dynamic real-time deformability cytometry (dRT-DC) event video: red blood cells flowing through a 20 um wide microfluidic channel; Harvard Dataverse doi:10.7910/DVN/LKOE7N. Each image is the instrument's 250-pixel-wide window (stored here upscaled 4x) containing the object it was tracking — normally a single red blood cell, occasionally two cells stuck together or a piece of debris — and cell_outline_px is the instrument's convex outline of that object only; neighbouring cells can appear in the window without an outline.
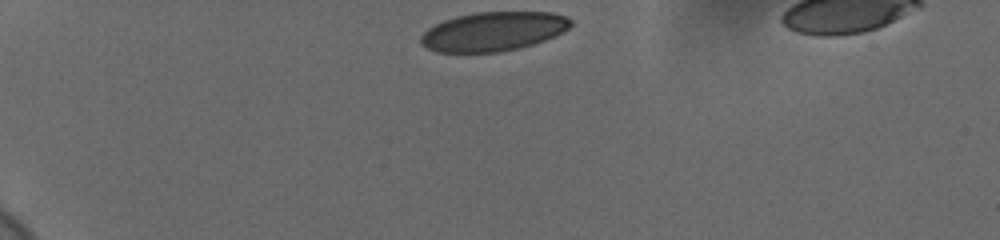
{"species": "human", "species_latin": "Homo sapiens", "temperature_condition": "cold", "stored_images_in_passage": 37, "camera_frame_rate_fps": 3000, "um_per_image_px": 0.085, "donor": {"sex": "female"}, "frame": {"image": 1, "passage_image": 1, "time_ms": 0.0, "image_size_px": [1000, 240], "cell_outline_px": [[572, 24], [568, 28], [544, 40], [520, 48], [500, 52], [436, 52], [420, 44], [420, 36], [428, 28], [444, 20], [456, 16], [476, 12], [552, 12], [564, 16], [572, 20]], "centroid_in_image_um": [41.89, 2.67], "position_along_channel_um": 43.1, "area_um2": 34.04}}
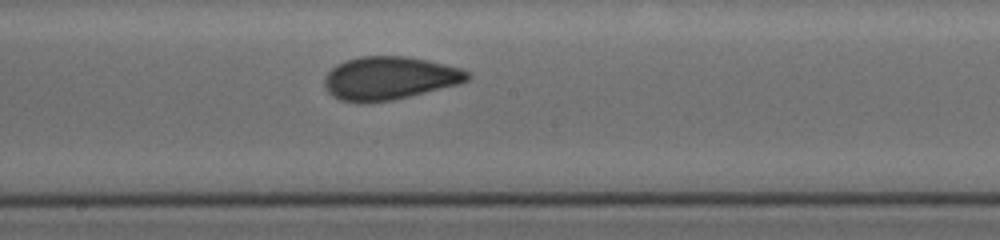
{"frame": {"image": 2, "passage_image": 20, "time_ms": 6.333, "image_size_px": [1000, 240], "cell_outline_px": [[472, 76], [468, 80], [460, 84], [392, 100], [356, 104], [340, 100], [328, 92], [324, 84], [324, 76], [336, 64], [344, 60], [360, 56], [408, 56], [428, 60], [460, 68], [468, 72]], "centroid_in_image_um": [33.08, 6.64], "position_along_channel_um": 215.1, "area_um2": 36.24}}
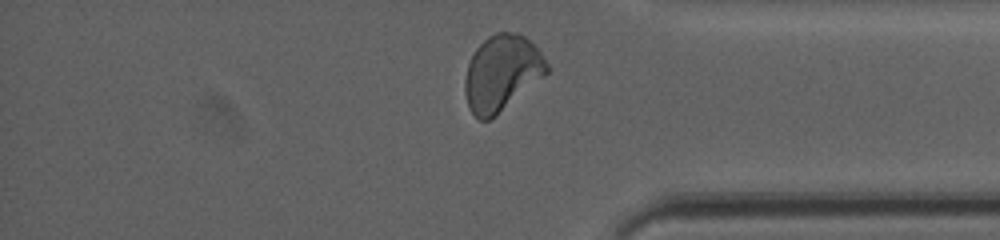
{"frame": {"image": 3, "passage_image": 35, "time_ms": 11.333, "image_size_px": [1000, 240], "cell_outline_px": [[548, 72], [544, 76], [488, 120], [480, 120], [472, 112], [468, 104], [464, 88], [464, 80], [468, 64], [476, 48], [488, 36], [496, 32], [516, 32], [524, 36], [540, 52], [548, 64]], "centroid_in_image_um": [42.63, 6.17], "position_along_channel_um": 392.6, "area_um2": 35.37}, "authors_computed_cell_mechanics": {"area_um2": 35.8938, "velocity_mm_per_s": 3.6742, "shape_relaxation_time_tau1_ms": 8.4812, "shape_relaxation_time_tau2_ms": 0.872, "deformation_change_tau1": 0.1675, "deformation_change_tau2": 0.0538}}